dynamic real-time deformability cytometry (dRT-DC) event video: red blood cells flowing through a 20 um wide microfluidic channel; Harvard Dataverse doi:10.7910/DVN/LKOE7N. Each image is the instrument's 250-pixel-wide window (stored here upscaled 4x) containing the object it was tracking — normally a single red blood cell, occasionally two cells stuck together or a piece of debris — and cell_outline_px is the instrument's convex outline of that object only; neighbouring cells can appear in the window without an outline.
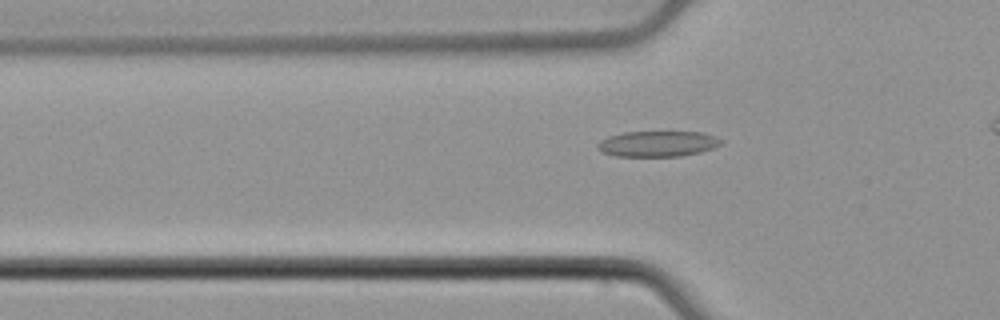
{"species": "common noctule bat (a hibernating species)", "species_latin": "Nyctalus noctula", "temperature_condition": "cold", "stored_images_in_passage": 40, "camera_frame_rate_fps": 3000, "um_per_image_px": 0.085, "animal": {"sex": "male", "body_mass_g": 21.5, "forearm_length_mm": 52.0}, "frame": {"image": 1, "passage_image": 11, "time_ms": 3.333, "image_size_px": [1000, 320], "cell_outline_px": [[724, 140], [720, 144], [712, 148], [700, 152], [680, 156], [616, 156], [600, 152], [596, 148], [596, 144], [600, 140], [608, 136], [624, 132], [700, 132], [716, 136]], "centroid_in_image_um": [55.86, 12.22], "position_along_channel_um": 69.9, "area_um2": 18.55}}
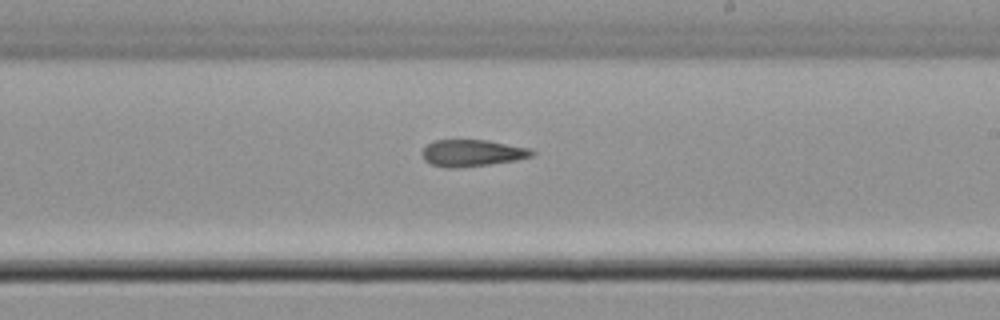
{"frame": {"image": 2, "passage_image": 25, "time_ms": 8.0, "image_size_px": [1000, 320], "cell_outline_px": [[536, 152], [532, 156], [516, 160], [488, 164], [456, 168], [444, 168], [432, 164], [424, 160], [420, 152], [432, 140], [488, 140], [532, 148]], "centroid_in_image_um": [40.13, 13.0], "position_along_channel_um": 248.9, "area_um2": 17.28}}
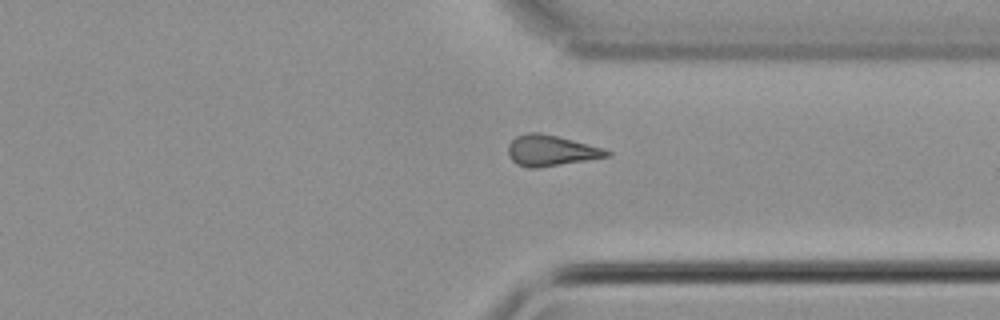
{"frame": {"image": 3, "passage_image": 34, "time_ms": 11.0, "image_size_px": [1000, 320], "cell_outline_px": [[612, 156], [536, 168], [532, 168], [520, 164], [512, 160], [508, 152], [508, 144], [516, 136], [528, 132], [536, 132], [556, 136], [604, 148], [612, 152]], "centroid_in_image_um": [46.86, 12.79], "position_along_channel_um": 364.5, "area_um2": 17.46}}